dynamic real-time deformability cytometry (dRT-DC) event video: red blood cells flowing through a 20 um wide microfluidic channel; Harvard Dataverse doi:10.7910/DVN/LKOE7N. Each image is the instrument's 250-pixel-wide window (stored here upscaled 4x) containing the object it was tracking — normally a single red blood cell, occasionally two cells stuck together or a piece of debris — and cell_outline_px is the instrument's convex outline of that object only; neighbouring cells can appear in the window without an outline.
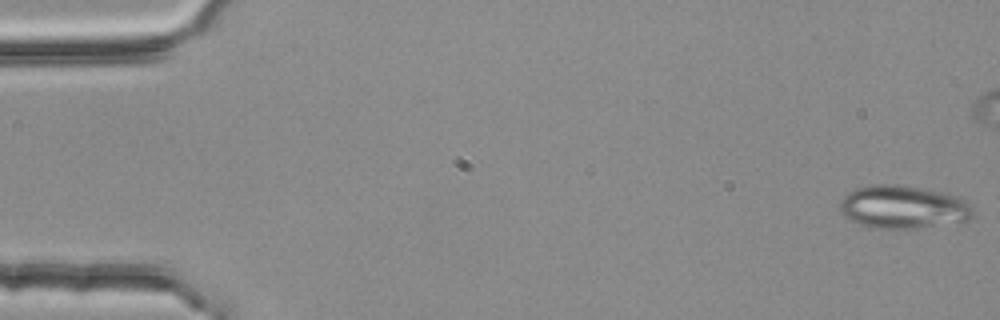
{"species": "common noctule bat (a hibernating species)", "species_latin": "Nyctalus noctula", "temperature_condition": "room temperature", "stored_images_in_passage": 55, "camera_frame_rate_fps": 3000, "um_per_image_px": 0.085, "animal": {"sex": "female", "body_mass_g": 25.1}, "frame": {"image": 1, "passage_image": 1, "time_ms": 0.0, "image_size_px": [1000, 320], "cell_outline_px": [[972, 216], [968, 220], [916, 228], [868, 228], [844, 216], [840, 212], [840, 200], [848, 192], [856, 188], [876, 184], [896, 184], [920, 188], [940, 192], [956, 196], [964, 200], [972, 208]], "centroid_in_image_um": [76.71, 17.6], "position_along_channel_um": 8.3, "area_um2": 33.06}}
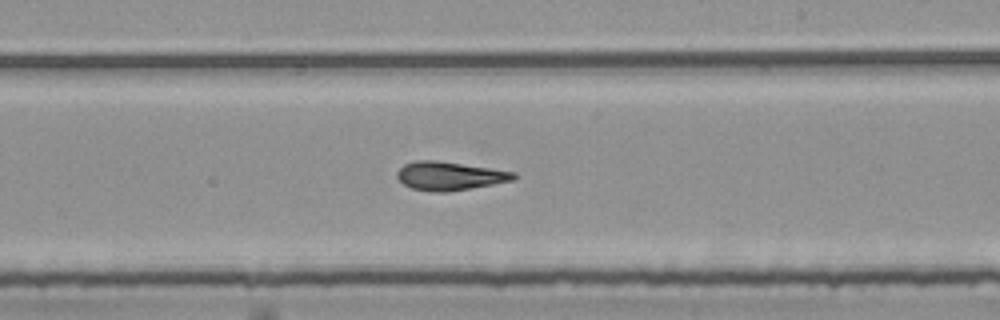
{"frame": {"image": 2, "passage_image": 32, "time_ms": 10.333, "image_size_px": [1000, 320], "cell_outline_px": [[516, 176], [512, 180], [492, 184], [444, 192], [432, 192], [412, 188], [404, 184], [396, 176], [396, 172], [404, 164], [416, 160], [436, 160], [516, 172]], "centroid_in_image_um": [38.17, 14.94], "position_along_channel_um": 250.8, "area_um2": 19.07}}
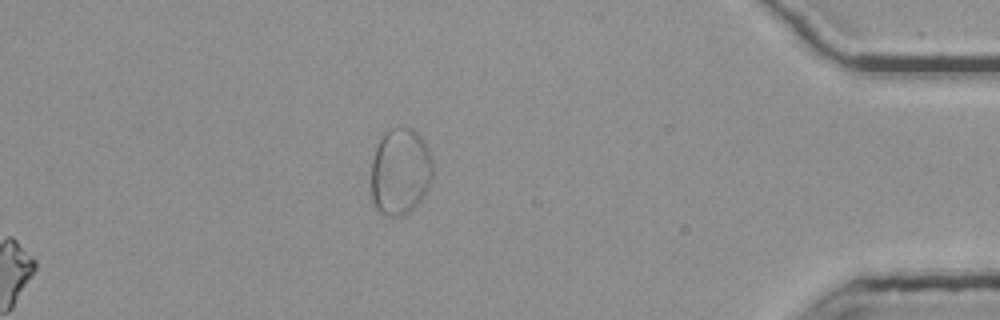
{"frame": {"image": 3, "passage_image": 55, "time_ms": 18.0, "image_size_px": [1000, 320], "cell_outline_px": [[432, 180], [424, 196], [404, 216], [384, 216], [376, 212], [372, 204], [372, 160], [376, 144], [380, 136], [388, 128], [404, 124], [408, 124], [424, 140], [428, 148], [432, 160]], "centroid_in_image_um": [34.0, 14.54], "position_along_channel_um": 401.2, "area_um2": 32.14}, "authors_computed_cell_mechanics": {"area_um2": 19.3052, "velocity_mm_per_s": 3.782, "shape_relaxation_time_tau1_ms": 11.0134, "shape_relaxation_time_tau2_ms": 4.5853, "deformation_change_tau1": 0.2505, "deformation_change_tau2": 0.1353}}